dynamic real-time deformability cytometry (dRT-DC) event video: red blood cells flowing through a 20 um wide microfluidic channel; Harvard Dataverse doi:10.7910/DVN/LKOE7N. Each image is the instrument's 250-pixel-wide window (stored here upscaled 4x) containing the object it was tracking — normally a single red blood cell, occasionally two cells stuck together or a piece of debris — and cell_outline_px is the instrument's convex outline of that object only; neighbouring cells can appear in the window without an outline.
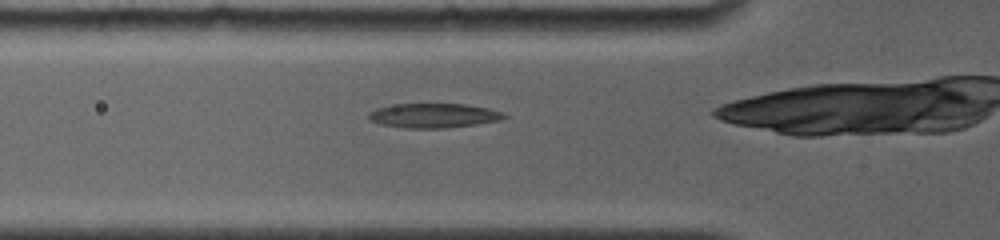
{"species": "common noctule bat (a hibernating species)", "species_latin": "Nyctalus noctula", "temperature_condition": "room temperature", "stored_images_in_passage": 20, "camera_frame_rate_fps": 4000, "um_per_image_px": 0.085, "animal": {"sex": "female", "body_mass_g": 19.0, "forearm_length_mm": 56.7}, "frame": {"image": 1, "passage_image": 2, "time_ms": 0.5, "image_size_px": [1000, 240], "cell_outline_px": [[508, 116], [500, 120], [476, 124], [444, 128], [404, 128], [380, 124], [368, 120], [368, 112], [376, 108], [396, 104], [464, 104], [488, 108], [504, 112]], "centroid_in_image_um": [36.84, 9.82], "position_along_channel_um": 89.0, "area_um2": 19.36}}
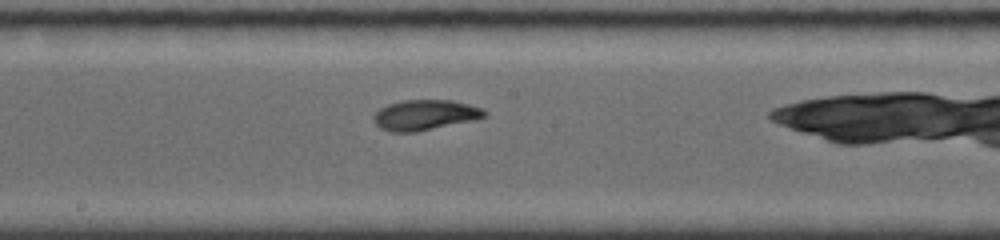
{"frame": {"image": 2, "passage_image": 9, "time_ms": 3.75, "image_size_px": [1000, 240], "cell_outline_px": [[488, 116], [472, 120], [416, 132], [388, 132], [380, 128], [372, 120], [372, 116], [380, 108], [388, 104], [404, 100], [452, 100], [468, 104], [480, 108], [488, 112]], "centroid_in_image_um": [36.08, 9.77], "position_along_channel_um": 212.1, "area_um2": 19.59}}
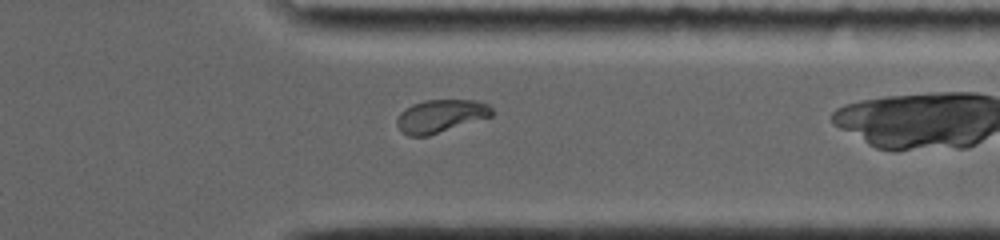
{"frame": {"image": 3, "passage_image": 18, "time_ms": 8.0, "image_size_px": [1000, 240], "cell_outline_px": [[492, 116], [428, 136], [408, 136], [400, 132], [396, 124], [396, 120], [400, 112], [412, 104], [424, 100], [476, 100], [488, 104], [492, 108]], "centroid_in_image_um": [37.42, 9.87], "position_along_channel_um": 374.0, "area_um2": 18.32}}